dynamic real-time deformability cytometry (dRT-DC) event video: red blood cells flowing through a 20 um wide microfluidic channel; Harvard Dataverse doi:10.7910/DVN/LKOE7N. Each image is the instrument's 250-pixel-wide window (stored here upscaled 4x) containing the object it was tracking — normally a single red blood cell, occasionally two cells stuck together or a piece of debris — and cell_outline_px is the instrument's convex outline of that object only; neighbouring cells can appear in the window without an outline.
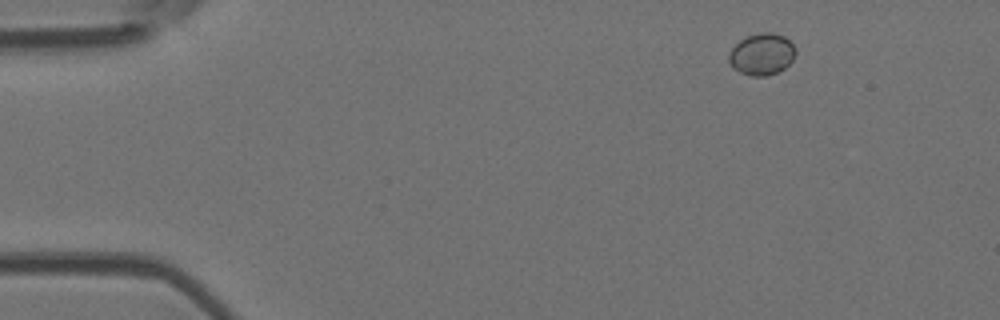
{"species": "Egyptian fruit bat (a non-hibernating species)", "species_latin": "Rousettus aegyptiacus", "temperature_condition": "room temperature", "stored_images_in_passage": 4, "camera_frame_rate_fps": 3000, "um_per_image_px": 0.085, "animal": {"sex": "female"}, "frame": {"image": 1, "passage_image": 1, "time_ms": 0.0, "image_size_px": [1000, 320], "cell_outline_px": [[796, 52], [792, 60], [784, 68], [768, 76], [752, 76], [740, 72], [732, 68], [728, 60], [728, 52], [740, 40], [748, 36], [760, 32], [772, 32], [784, 36], [796, 48]], "centroid_in_image_um": [64.74, 4.61], "position_along_channel_um": 20.3, "area_um2": 16.24}}